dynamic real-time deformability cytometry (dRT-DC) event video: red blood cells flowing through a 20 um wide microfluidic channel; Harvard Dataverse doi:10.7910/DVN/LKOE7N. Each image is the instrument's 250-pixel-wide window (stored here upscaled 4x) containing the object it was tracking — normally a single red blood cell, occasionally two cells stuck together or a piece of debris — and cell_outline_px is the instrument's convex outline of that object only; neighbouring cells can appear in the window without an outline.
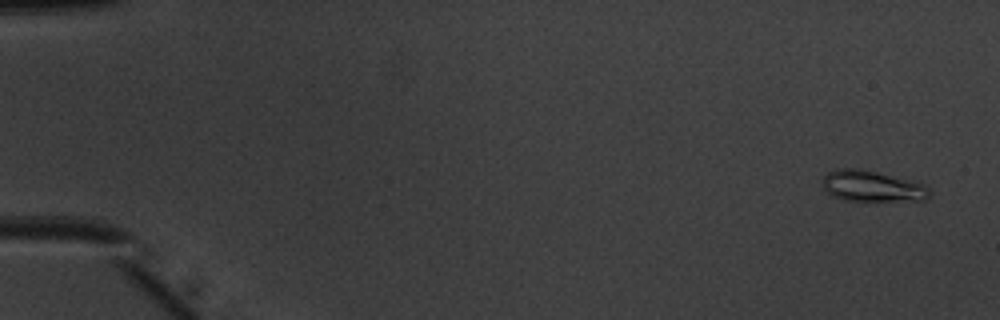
{"species": "common noctule bat (a hibernating species)", "species_latin": "Nyctalus noctula", "temperature_condition": "warm", "stored_images_in_passage": 53, "segment_of_instrument_passage": [1, 2], "camera_frame_rate_fps": 3000, "um_per_image_px": 0.085, "animal": {"sex": "male", "body_mass_g": 20.1, "forearm_length_mm": 53.5}, "frame": {"image": 1, "passage_image": 3, "time_ms": 0.667, "image_size_px": [1000, 320], "cell_outline_px": [[932, 192], [924, 200], [844, 200], [832, 196], [824, 188], [820, 180], [828, 172], [836, 168], [856, 168], [916, 180], [924, 184]], "centroid_in_image_um": [74.13, 15.8], "position_along_channel_um": 10.9, "area_um2": 19.42}}
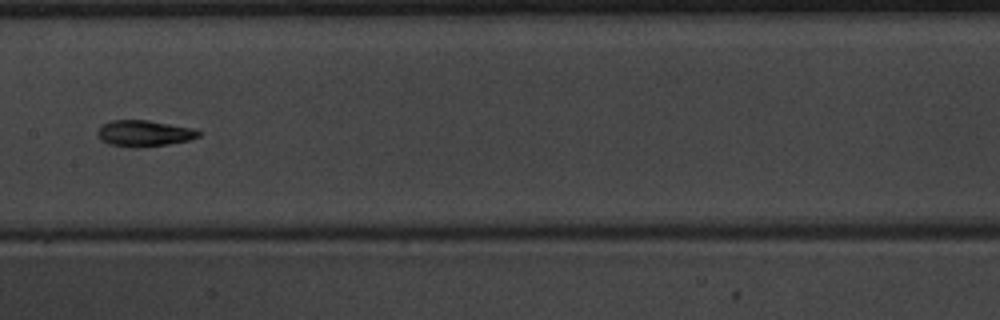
{"frame": {"image": 2, "passage_image": 28, "time_ms": 9.0, "image_size_px": [1000, 320], "cell_outline_px": [[204, 132], [200, 136], [188, 140], [168, 144], [136, 148], [132, 148], [108, 144], [100, 140], [96, 132], [100, 124], [112, 120], [148, 120], [192, 128]], "centroid_in_image_um": [12.21, 11.34], "position_along_channel_um": 195.2, "area_um2": 15.66}}
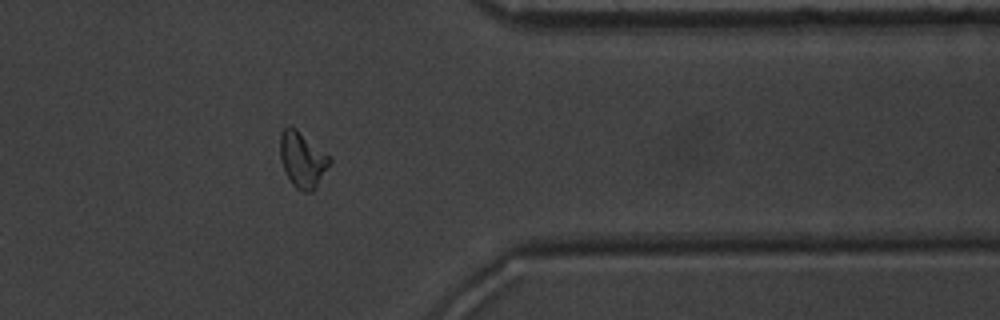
{"frame": {"image": 3, "passage_image": 43, "time_ms": 14.0, "image_size_px": [1000, 320], "cell_outline_px": [[332, 164], [316, 188], [312, 192], [304, 192], [296, 188], [292, 184], [280, 160], [280, 132], [288, 124], [296, 128], [332, 156]], "centroid_in_image_um": [25.75, 13.55], "position_along_channel_um": 385.6, "area_um2": 16.59}}